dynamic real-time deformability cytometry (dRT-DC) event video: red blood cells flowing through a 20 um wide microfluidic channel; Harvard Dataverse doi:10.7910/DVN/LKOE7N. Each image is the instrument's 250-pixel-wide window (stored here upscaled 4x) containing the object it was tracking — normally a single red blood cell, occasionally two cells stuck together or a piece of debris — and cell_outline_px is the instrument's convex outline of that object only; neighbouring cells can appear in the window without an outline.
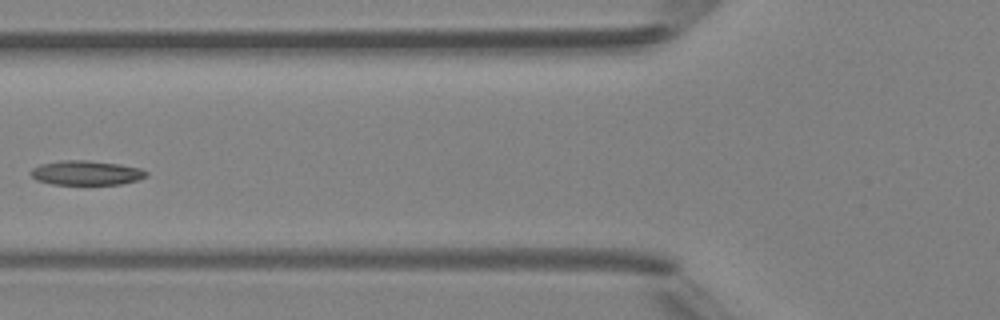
{"species": "Egyptian fruit bat (a non-hibernating species)", "species_latin": "Rousettus aegyptiacus", "temperature_condition": "room temperature", "stored_images_in_passage": 6, "camera_frame_rate_fps": 3000, "um_per_image_px": 0.085, "animal": {"sex": "female"}, "frame": {"image": 1, "passage_image": 6, "time_ms": 6.333, "image_size_px": [1000, 320], "cell_outline_px": [[148, 176], [136, 180], [120, 184], [52, 184], [36, 180], [28, 172], [32, 168], [40, 164], [64, 160], [88, 160], [120, 164], [140, 168], [148, 172]], "centroid_in_image_um": [7.31, 14.68], "position_along_channel_um": 118.5, "area_um2": 16.47}}